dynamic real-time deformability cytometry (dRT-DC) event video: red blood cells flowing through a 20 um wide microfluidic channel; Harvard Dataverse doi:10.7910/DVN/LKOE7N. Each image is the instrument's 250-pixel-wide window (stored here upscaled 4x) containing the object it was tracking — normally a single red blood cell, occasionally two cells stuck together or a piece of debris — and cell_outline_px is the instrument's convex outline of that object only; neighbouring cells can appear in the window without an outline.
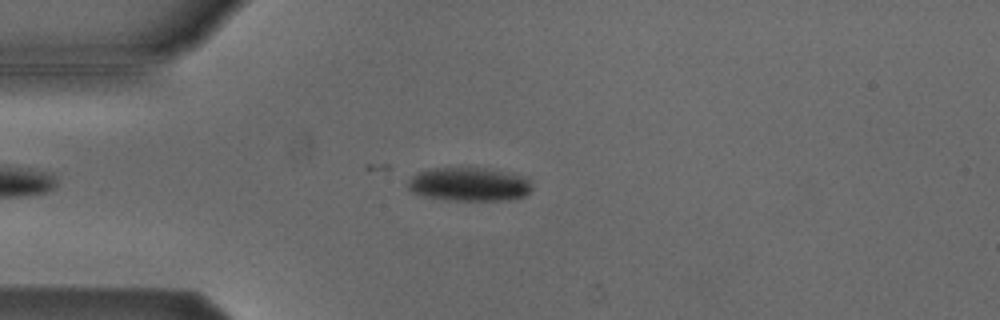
{"species": "Egyptian fruit bat (a non-hibernating species)", "species_latin": "Rousettus aegyptiacus", "temperature_condition": "cold", "stored_images_in_passage": 13, "camera_frame_rate_fps": 3000, "um_per_image_px": 0.085, "animal": {"sex": "male"}, "frame": {"image": 1, "passage_image": 10, "time_ms": 3.0, "image_size_px": [1000, 320], "cell_outline_px": [[532, 188], [524, 196], [508, 200], [448, 200], [424, 196], [412, 192], [408, 188], [408, 180], [416, 172], [428, 168], [460, 164], [468, 164], [512, 172], [528, 176], [532, 180]], "centroid_in_image_um": [39.89, 15.59], "position_along_channel_um": 45.1, "area_um2": 25.89}}